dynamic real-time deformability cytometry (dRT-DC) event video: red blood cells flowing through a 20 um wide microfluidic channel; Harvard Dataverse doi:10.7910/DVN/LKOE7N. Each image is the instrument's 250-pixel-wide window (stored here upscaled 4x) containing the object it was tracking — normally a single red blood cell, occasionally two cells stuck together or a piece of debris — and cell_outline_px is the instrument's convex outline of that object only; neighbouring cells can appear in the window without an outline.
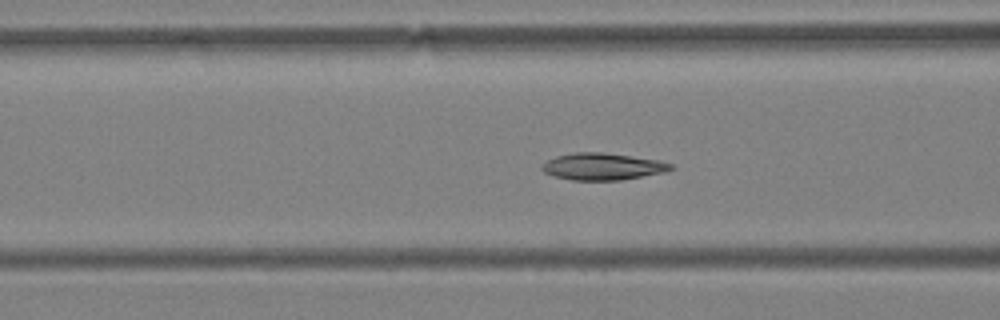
{"species": "Egyptian fruit bat (a non-hibernating species)", "species_latin": "Rousettus aegyptiacus", "temperature_condition": "warm", "stored_images_in_passage": 60, "camera_frame_rate_fps": 3000, "um_per_image_px": 0.085, "animal": {"sex": "female"}, "frame": {"image": 1, "passage_image": 24, "time_ms": 7.667, "image_size_px": [1000, 320], "cell_outline_px": [[676, 168], [664, 172], [620, 180], [572, 180], [552, 176], [544, 172], [540, 168], [540, 164], [556, 156], [576, 152], [604, 152], [632, 156], [656, 160], [672, 164]], "centroid_in_image_um": [51.18, 14.15], "position_along_channel_um": 115.4, "area_um2": 20.23}}
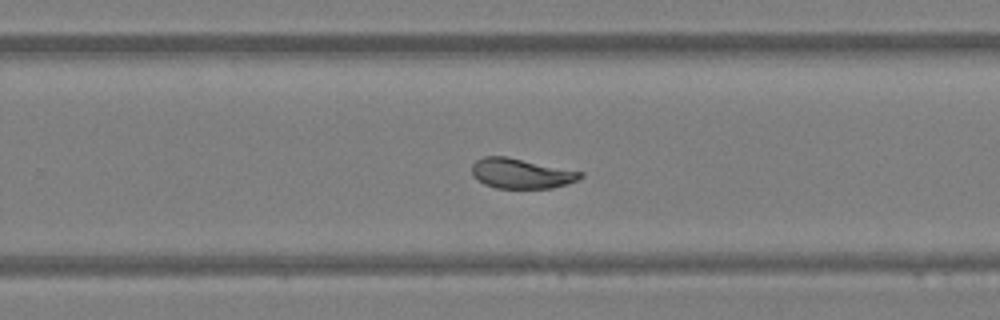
{"frame": {"image": 2, "passage_image": 39, "time_ms": 12.667, "image_size_px": [1000, 320], "cell_outline_px": [[584, 176], [576, 180], [552, 188], [496, 188], [484, 184], [476, 180], [472, 176], [472, 164], [476, 160], [484, 156], [508, 156], [584, 172]], "centroid_in_image_um": [44.27, 14.73], "position_along_channel_um": 285.5, "area_um2": 19.13}}
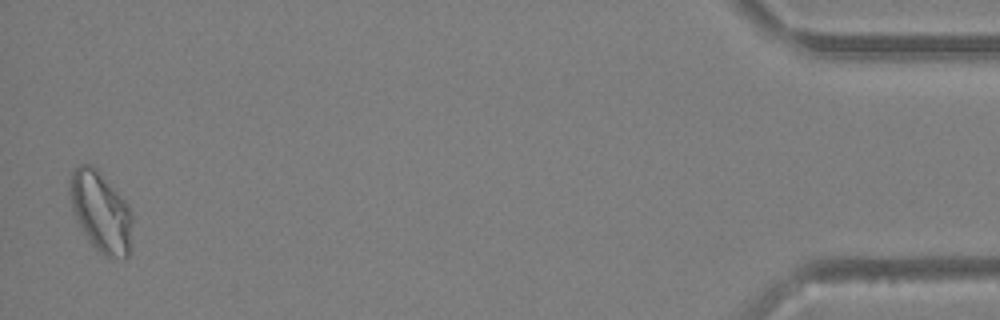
{"frame": {"image": 3, "passage_image": 59, "time_ms": 19.333, "image_size_px": [1000, 320], "cell_outline_px": [[132, 220], [128, 256], [124, 260], [108, 260], [88, 240], [76, 220], [72, 212], [68, 192], [68, 180], [72, 172], [80, 164], [92, 164], [100, 168], [128, 204], [132, 212]], "centroid_in_image_um": [8.55, 17.98], "position_along_channel_um": 426.6, "area_um2": 30.29}, "authors_computed_cell_mechanics": {"area_um2": 21.3571, "velocity_mm_per_s": 3.4128, "shape_relaxation_time_tau1_ms": 9.2835, "shape_relaxation_time_tau2_ms": 3.7269, "deformation_change_tau1": 0.2135, "deformation_change_tau2": 0.0741}}